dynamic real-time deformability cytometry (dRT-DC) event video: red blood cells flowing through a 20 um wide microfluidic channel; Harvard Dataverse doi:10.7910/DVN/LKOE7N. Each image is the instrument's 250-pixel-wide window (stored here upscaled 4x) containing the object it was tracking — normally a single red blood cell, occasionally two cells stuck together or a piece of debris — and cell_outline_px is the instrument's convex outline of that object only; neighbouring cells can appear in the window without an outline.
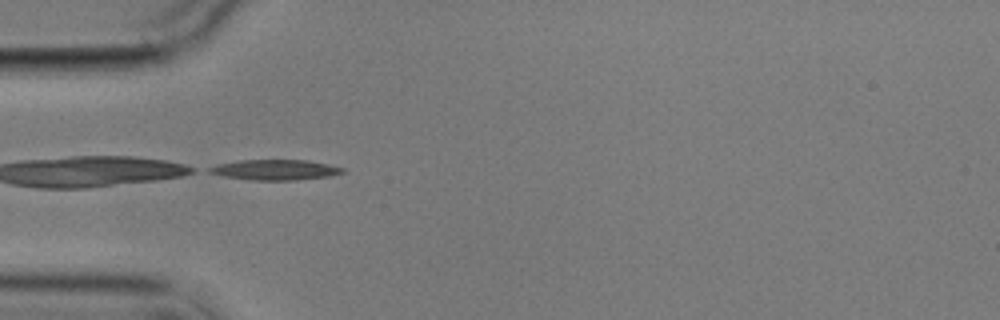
{"species": "common noctule bat (a hibernating species)", "species_latin": "Nyctalus noctula", "temperature_condition": "cold", "stored_images_in_passage": 4, "camera_frame_rate_fps": 3000, "um_per_image_px": 0.085, "animal": {"sex": "male", "body_mass_g": 17.9}, "frame": {"image": 1, "passage_image": 3, "time_ms": 2.333, "image_size_px": [1000, 320], "cell_outline_px": [[344, 172], [328, 176], [296, 180], [252, 180], [224, 176], [208, 172], [208, 168], [216, 164], [240, 160], [308, 160], [328, 164], [344, 168]], "centroid_in_image_um": [23.37, 14.43], "position_along_channel_um": 61.6, "area_um2": 15.72}}